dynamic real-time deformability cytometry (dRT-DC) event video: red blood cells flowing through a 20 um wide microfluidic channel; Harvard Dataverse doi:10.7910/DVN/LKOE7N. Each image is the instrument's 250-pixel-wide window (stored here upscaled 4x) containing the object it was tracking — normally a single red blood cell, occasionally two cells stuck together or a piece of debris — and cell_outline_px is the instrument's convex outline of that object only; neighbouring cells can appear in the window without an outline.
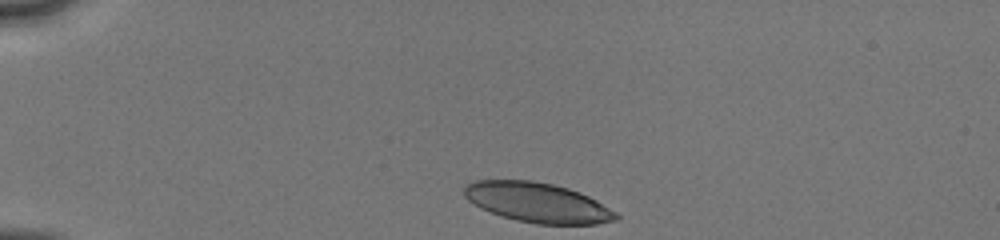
{"species": "human", "species_latin": "Homo sapiens", "temperature_condition": "cold", "stored_images_in_passage": 17, "camera_frame_rate_fps": 3000, "um_per_image_px": 0.085, "donor": {"sex": "male"}, "frame": {"image": 1, "passage_image": 1, "time_ms": 0.0, "image_size_px": [1000, 240], "cell_outline_px": [[620, 220], [596, 224], [536, 224], [516, 220], [480, 208], [468, 200], [464, 196], [464, 188], [468, 184], [476, 180], [532, 180], [552, 184], [568, 188], [580, 192], [596, 200], [616, 212], [620, 216]], "centroid_in_image_um": [45.72, 17.22], "position_along_channel_um": 39.3, "area_um2": 35.14}}
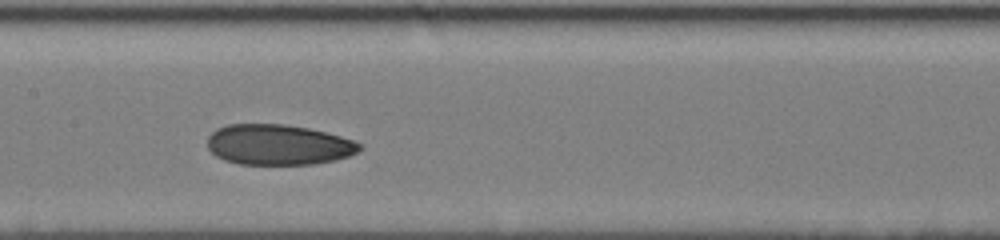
{"frame": {"image": 2, "passage_image": 8, "time_ms": 5.0, "image_size_px": [1000, 240], "cell_outline_px": [[364, 148], [348, 156], [336, 160], [312, 164], [240, 164], [224, 160], [216, 156], [208, 148], [208, 136], [216, 128], [228, 124], [284, 124], [308, 128], [356, 140], [364, 144]], "centroid_in_image_um": [23.68, 12.3], "position_along_channel_um": 183.7, "area_um2": 36.07}}
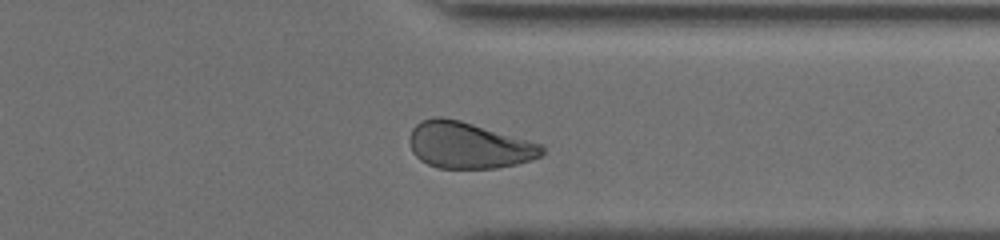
{"frame": {"image": 3, "passage_image": 15, "time_ms": 9.667, "image_size_px": [1000, 240], "cell_outline_px": [[544, 152], [540, 156], [532, 160], [516, 164], [496, 168], [440, 168], [428, 164], [420, 160], [412, 152], [408, 140], [412, 128], [420, 120], [432, 116], [440, 116], [460, 120], [544, 144]], "centroid_in_image_um": [39.82, 12.33], "position_along_channel_um": 371.6, "area_um2": 36.13}, "authors_computed_cell_mechanics": {"area_um2": 36.2984, "velocity_mm_per_s": 4.0225, "shape_relaxation_time_tau1_ms": 4.7892, "shape_relaxation_time_tau2_ms": 2.2345, "deformation_change_tau1": 0.1315, "deformation_change_tau2": 0.0805}}